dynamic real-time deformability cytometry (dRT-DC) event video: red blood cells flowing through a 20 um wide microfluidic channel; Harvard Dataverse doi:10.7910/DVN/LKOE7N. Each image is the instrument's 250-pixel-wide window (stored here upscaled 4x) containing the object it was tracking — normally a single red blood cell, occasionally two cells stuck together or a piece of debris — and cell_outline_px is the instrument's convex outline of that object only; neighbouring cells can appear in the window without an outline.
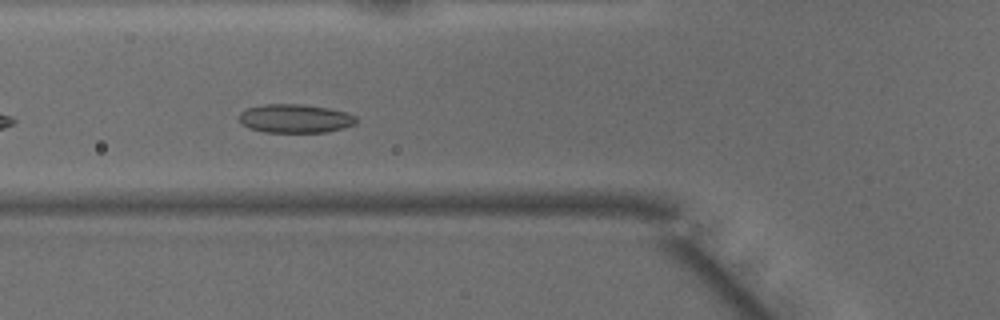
{"species": "common noctule bat (a hibernating species)", "species_latin": "Nyctalus noctula", "temperature_condition": "warm", "stored_images_in_passage": 19, "camera_frame_rate_fps": 3000, "um_per_image_px": 0.085, "animal": {"sex": "male", "body_mass_g": 15.6}, "frame": {"image": 1, "passage_image": 6, "time_ms": 1.667, "image_size_px": [1000, 320], "cell_outline_px": [[360, 120], [356, 124], [324, 132], [264, 132], [248, 128], [240, 120], [240, 112], [248, 108], [264, 104], [304, 104], [328, 108], [348, 112], [356, 116]], "centroid_in_image_um": [25.13, 10.06], "position_along_channel_um": 100.7, "area_um2": 19.59}}
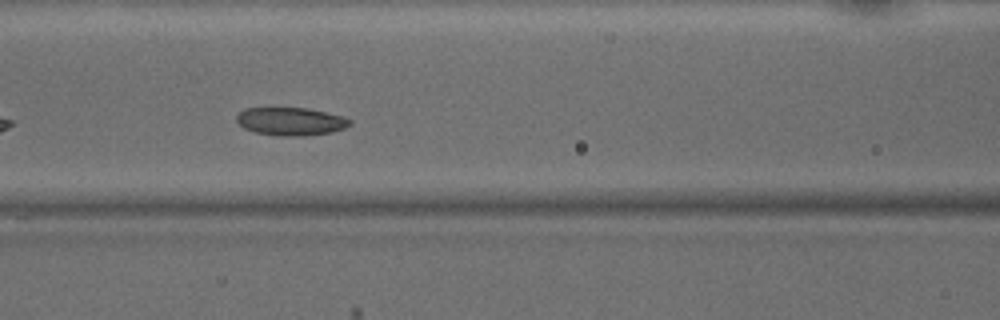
{"frame": {"image": 2, "passage_image": 9, "time_ms": 2.667, "image_size_px": [1000, 320], "cell_outline_px": [[352, 124], [344, 128], [332, 132], [304, 136], [280, 136], [256, 132], [244, 128], [236, 120], [236, 116], [244, 108], [304, 108], [324, 112], [340, 116], [352, 120]], "centroid_in_image_um": [24.71, 10.32], "position_along_channel_um": 141.9, "area_um2": 18.32}}